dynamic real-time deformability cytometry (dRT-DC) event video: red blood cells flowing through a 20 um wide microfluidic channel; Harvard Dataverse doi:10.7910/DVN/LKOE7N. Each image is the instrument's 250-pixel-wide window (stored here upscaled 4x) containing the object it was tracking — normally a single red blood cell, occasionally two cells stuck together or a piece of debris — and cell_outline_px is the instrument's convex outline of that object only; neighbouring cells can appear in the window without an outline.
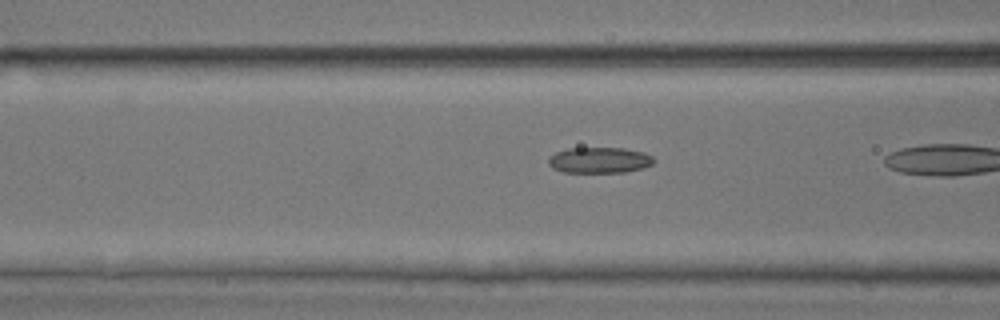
{"species": "common noctule bat (a hibernating species)", "species_latin": "Nyctalus noctula", "temperature_condition": "room temperature", "stored_images_in_passage": 29, "camera_frame_rate_fps": 3000, "um_per_image_px": 0.085, "animal": {"sex": "male", "body_mass_g": 17.9, "forearm_length_mm": 54.2}, "frame": {"image": 1, "passage_image": 9, "time_ms": 2.667, "image_size_px": [1000, 320], "cell_outline_px": [[656, 160], [652, 164], [640, 168], [624, 172], [564, 172], [552, 168], [548, 164], [548, 156], [556, 152], [568, 148], [624, 148], [644, 152], [652, 156]], "centroid_in_image_um": [50.93, 13.6], "position_along_channel_um": 115.7, "area_um2": 15.9}}